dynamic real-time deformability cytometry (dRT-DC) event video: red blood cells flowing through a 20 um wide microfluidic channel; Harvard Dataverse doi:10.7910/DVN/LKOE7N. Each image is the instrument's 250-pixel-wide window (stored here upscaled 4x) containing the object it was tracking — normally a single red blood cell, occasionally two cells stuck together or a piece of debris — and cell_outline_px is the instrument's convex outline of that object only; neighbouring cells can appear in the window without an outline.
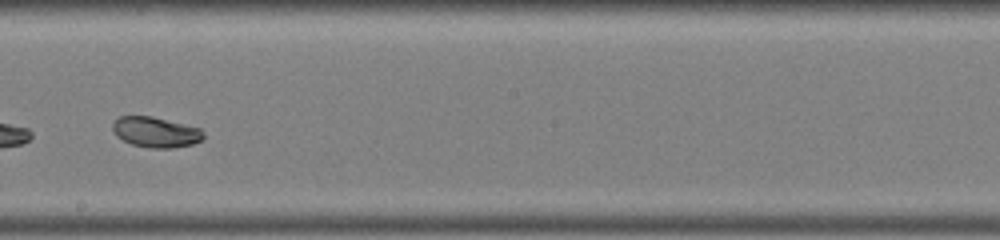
{"species": "common noctule bat (a hibernating species)", "species_latin": "Nyctalus noctula", "temperature_condition": "warm", "stored_images_in_passage": 38, "camera_frame_rate_fps": 3000, "um_per_image_px": 0.085, "animal": {"sex": "male", "body_mass_g": 19.0, "forearm_length_mm": 50.8}, "frame": {"image": 1, "passage_image": 17, "time_ms": 5.333, "image_size_px": [1000, 240], "cell_outline_px": [[204, 136], [200, 140], [192, 144], [172, 148], [152, 148], [132, 144], [116, 136], [112, 128], [112, 124], [120, 116], [152, 116], [200, 128], [204, 132]], "centroid_in_image_um": [13.23, 11.23], "position_along_channel_um": 235.0, "area_um2": 15.95}, "authors_computed_cell_mechanics": {"area_um2": 17.7446, "velocity_mm_per_s": 3.9014, "shape_relaxation_time_tau1_ms": 5.9154, "shape_relaxation_time_tau2_ms": 5.8176, "deformation_change_tau1": 0.1304, "deformation_change_tau2": 0.0371}}